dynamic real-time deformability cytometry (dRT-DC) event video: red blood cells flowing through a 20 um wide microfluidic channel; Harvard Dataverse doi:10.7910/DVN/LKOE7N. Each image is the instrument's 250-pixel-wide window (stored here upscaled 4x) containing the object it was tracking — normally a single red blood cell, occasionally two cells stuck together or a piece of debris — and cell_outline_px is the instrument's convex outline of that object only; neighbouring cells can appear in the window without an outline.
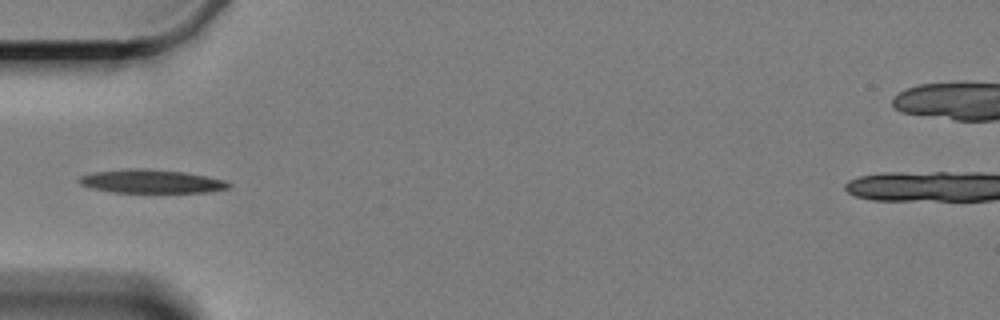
{"species": "Egyptian fruit bat (a non-hibernating species)", "species_latin": "Rousettus aegyptiacus", "temperature_condition": "cold", "stored_images_in_passage": 8, "camera_frame_rate_fps": 3000, "um_per_image_px": 0.085, "animal": {"sex": "female"}, "frame": {"image": 1, "passage_image": 4, "time_ms": 3.333, "image_size_px": [1000, 320], "cell_outline_px": [[232, 188], [212, 192], [112, 192], [92, 188], [80, 184], [76, 180], [80, 176], [92, 172], [128, 168], [144, 168], [184, 172], [224, 180], [232, 184]], "centroid_in_image_um": [12.86, 15.41], "position_along_channel_um": 72.1, "area_um2": 20.63}}
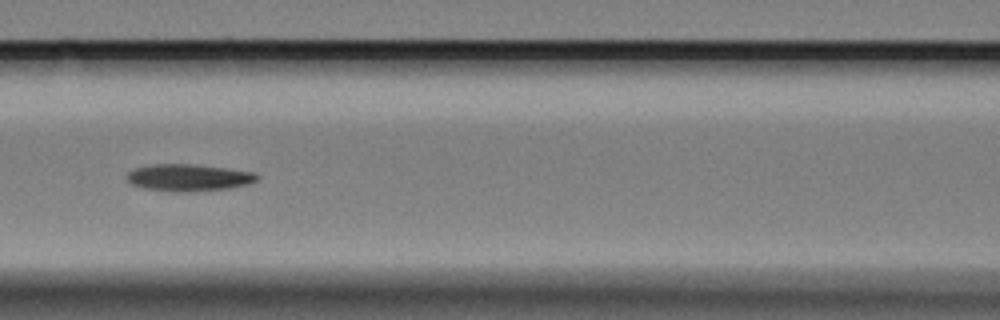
{"frame": {"image": 2, "passage_image": 6, "time_ms": 5.667, "image_size_px": [1000, 320], "cell_outline_px": [[260, 176], [256, 180], [248, 184], [228, 188], [180, 192], [176, 192], [144, 188], [132, 184], [128, 180], [128, 172], [136, 168], [152, 164], [192, 164], [228, 168], [256, 172]], "centroid_in_image_um": [16.07, 15.08], "position_along_channel_um": 150.5, "area_um2": 20.29}}
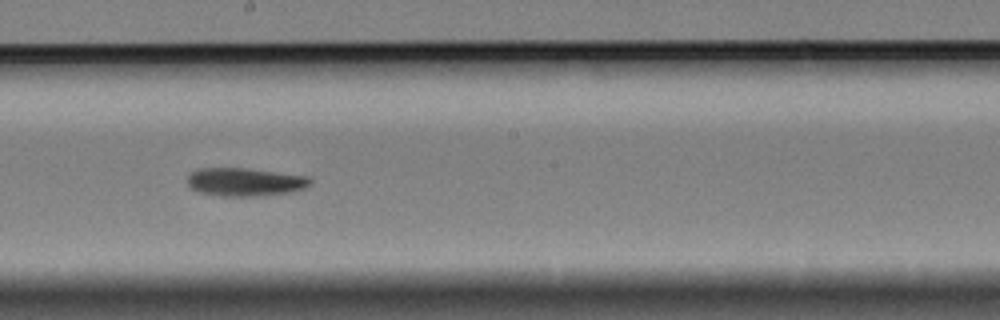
{"frame": {"image": 3, "passage_image": 8, "time_ms": 8.0, "image_size_px": [1000, 320], "cell_outline_px": [[312, 184], [304, 188], [292, 192], [256, 196], [216, 196], [200, 192], [188, 188], [188, 176], [196, 168], [244, 168], [308, 176], [312, 180]], "centroid_in_image_um": [20.81, 15.47], "position_along_channel_um": 227.4, "area_um2": 20.35}}